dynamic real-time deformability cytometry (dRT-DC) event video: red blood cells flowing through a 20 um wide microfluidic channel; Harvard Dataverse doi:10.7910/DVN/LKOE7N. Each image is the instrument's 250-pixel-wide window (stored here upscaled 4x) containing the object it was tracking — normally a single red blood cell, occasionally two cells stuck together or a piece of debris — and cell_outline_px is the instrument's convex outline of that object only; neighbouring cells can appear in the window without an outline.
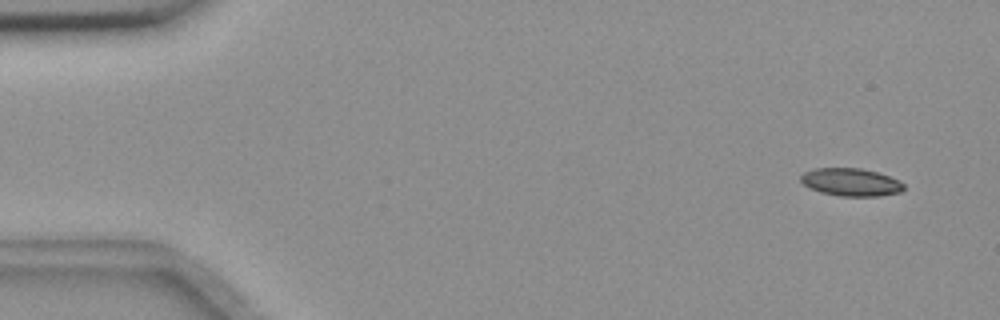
{"species": "common noctule bat (a hibernating species)", "species_latin": "Nyctalus noctula", "temperature_condition": "room temperature", "stored_images_in_passage": 54, "camera_frame_rate_fps": 3000, "um_per_image_px": 0.085, "animal": {"sex": "female", "body_mass_g": 18.4}, "frame": {"image": 1, "passage_image": 2, "time_ms": 0.333, "image_size_px": [1000, 320], "cell_outline_px": [[904, 188], [900, 192], [880, 196], [840, 196], [820, 192], [804, 184], [800, 180], [800, 176], [804, 172], [816, 168], [860, 168], [876, 172], [900, 180], [904, 184]], "centroid_in_image_um": [72.34, 15.48], "position_along_channel_um": 12.7, "area_um2": 16.59}}
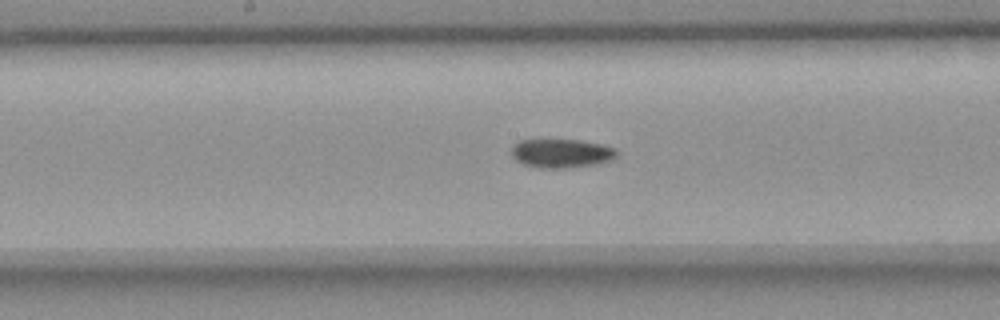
{"frame": {"image": 2, "passage_image": 27, "time_ms": 8.667, "image_size_px": [1000, 320], "cell_outline_px": [[620, 152], [616, 156], [608, 160], [592, 164], [560, 168], [544, 168], [524, 164], [516, 160], [512, 156], [512, 144], [520, 140], [580, 140], [604, 144], [616, 148]], "centroid_in_image_um": [47.72, 13.01], "position_along_channel_um": 200.5, "area_um2": 17.51}}
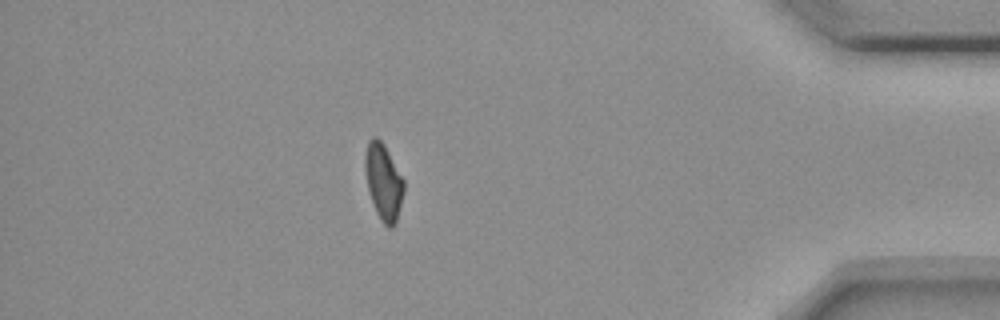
{"frame": {"image": 3, "passage_image": 47, "time_ms": 15.333, "image_size_px": [1000, 320], "cell_outline_px": [[404, 192], [396, 224], [392, 228], [388, 228], [380, 220], [376, 212], [368, 188], [364, 168], [364, 156], [368, 140], [372, 136], [376, 136], [384, 144], [404, 180]], "centroid_in_image_um": [32.59, 15.45], "position_along_channel_um": 402.6, "area_um2": 17.34}}